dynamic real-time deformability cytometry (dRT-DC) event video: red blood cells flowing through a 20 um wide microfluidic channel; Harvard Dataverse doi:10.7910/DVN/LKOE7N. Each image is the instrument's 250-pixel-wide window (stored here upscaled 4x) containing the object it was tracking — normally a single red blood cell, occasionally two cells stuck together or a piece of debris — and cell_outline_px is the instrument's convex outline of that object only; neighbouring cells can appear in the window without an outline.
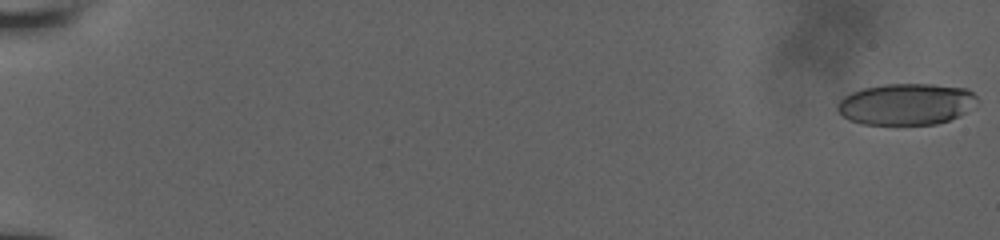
{"species": "human", "species_latin": "Homo sapiens", "temperature_condition": "room temperature", "stored_images_in_passage": 65, "camera_frame_rate_fps": 3000, "um_per_image_px": 0.085, "donor": {"sex": "male"}, "frame": {"image": 1, "passage_image": 1, "time_ms": 0.0, "image_size_px": [1000, 240], "cell_outline_px": [[976, 100], [960, 116], [936, 124], [864, 124], [848, 120], [836, 108], [836, 104], [844, 96], [852, 92], [864, 88], [884, 84], [932, 84], [968, 88], [976, 96]], "centroid_in_image_um": [76.99, 8.84], "position_along_channel_um": 8.0, "area_um2": 33.52}}
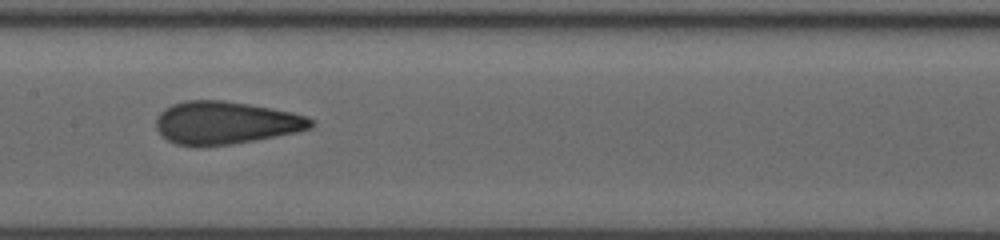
{"frame": {"image": 2, "passage_image": 36, "time_ms": 10.333, "image_size_px": [1000, 240], "cell_outline_px": [[312, 124], [308, 128], [296, 132], [232, 144], [200, 148], [196, 148], [176, 144], [168, 140], [156, 128], [156, 116], [164, 108], [172, 104], [184, 100], [224, 100], [248, 104], [292, 112], [308, 116], [312, 120]], "centroid_in_image_um": [19.11, 10.44], "position_along_channel_um": 188.3, "area_um2": 38.73}}
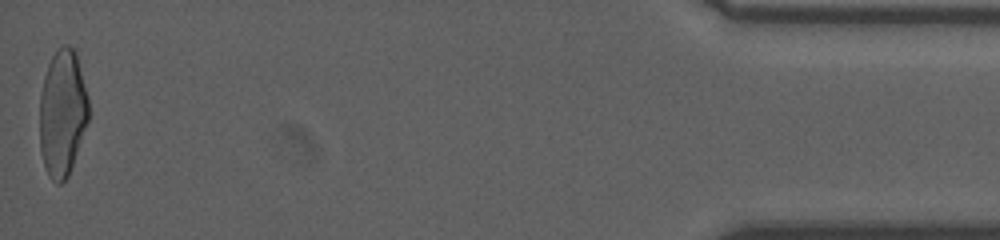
{"frame": {"image": 3, "passage_image": 65, "time_ms": 18.667, "image_size_px": [1000, 240], "cell_outline_px": [[88, 120], [68, 176], [60, 184], [56, 184], [48, 176], [40, 152], [40, 92], [44, 76], [48, 64], [52, 56], [60, 44], [68, 44], [76, 52], [88, 96]], "centroid_in_image_um": [5.29, 9.58], "position_along_channel_um": 429.9, "area_um2": 36.18}, "authors_computed_cell_mechanics": {"area_um2": 37.3966, "velocity_mm_per_s": 3.9061, "shape_relaxation_time_tau1_ms": 7.3548, "shape_relaxation_time_tau2_ms": 1.1124, "deformation_change_tau1": 0.229, "deformation_change_tau2": 0.0886}}